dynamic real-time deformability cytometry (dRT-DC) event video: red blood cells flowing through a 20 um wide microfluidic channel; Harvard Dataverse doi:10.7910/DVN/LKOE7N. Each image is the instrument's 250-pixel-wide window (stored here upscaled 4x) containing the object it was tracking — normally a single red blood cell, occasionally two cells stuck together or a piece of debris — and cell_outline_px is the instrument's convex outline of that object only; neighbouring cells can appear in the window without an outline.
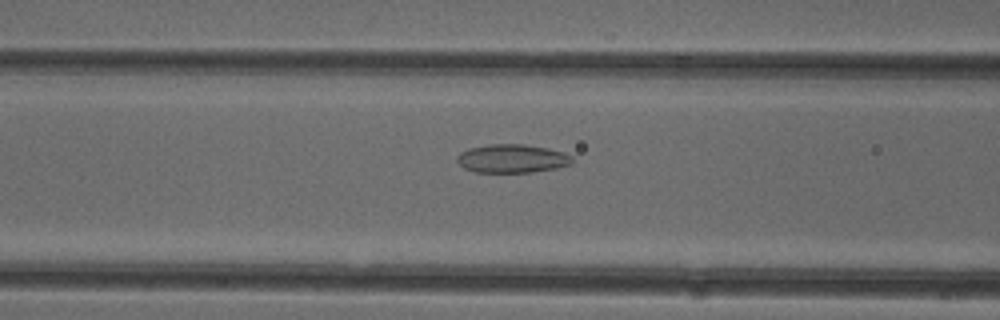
{"species": "common noctule bat (a hibernating species)", "species_latin": "Nyctalus noctula", "temperature_condition": "cold", "stored_images_in_passage": 51, "camera_frame_rate_fps": 3000, "um_per_image_px": 0.085, "animal": {"sex": "female"}, "frame": {"image": 1, "passage_image": 20, "time_ms": 6.333, "image_size_px": [1000, 320], "cell_outline_px": [[572, 164], [556, 168], [532, 172], [476, 172], [464, 168], [456, 160], [456, 156], [460, 152], [468, 148], [488, 144], [524, 144], [548, 148], [564, 152], [572, 156]], "centroid_in_image_um": [43.52, 13.47], "position_along_channel_um": 123.1, "area_um2": 19.25}}
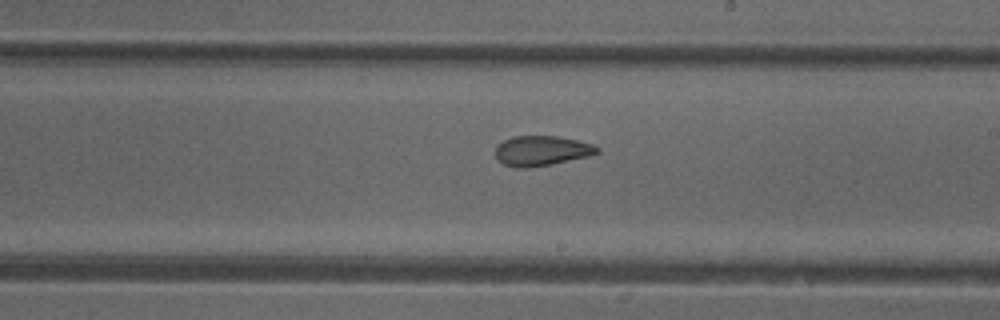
{"frame": {"image": 2, "passage_image": 29, "time_ms": 9.333, "image_size_px": [1000, 320], "cell_outline_px": [[600, 152], [592, 156], [552, 164], [524, 168], [516, 168], [504, 164], [496, 156], [496, 144], [512, 136], [556, 136], [576, 140], [592, 144], [600, 148]], "centroid_in_image_um": [46.06, 12.81], "position_along_channel_um": 242.9, "area_um2": 17.86}}
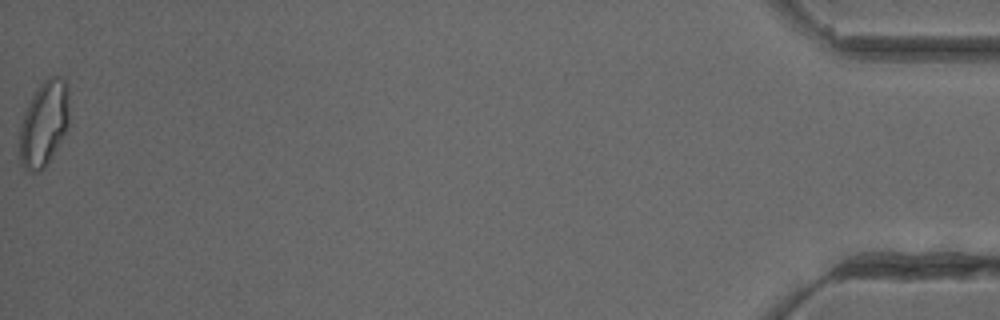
{"frame": {"image": 3, "passage_image": 51, "time_ms": 16.667, "image_size_px": [1000, 320], "cell_outline_px": [[68, 128], [48, 164], [40, 172], [28, 172], [20, 164], [20, 124], [24, 112], [32, 96], [40, 84], [48, 76], [60, 76], [64, 80], [68, 88]], "centroid_in_image_um": [3.73, 10.53], "position_along_channel_um": 431.5, "area_um2": 24.91}, "authors_computed_cell_mechanics": {"area_um2": 19.7676, "velocity_mm_per_s": 3.9969, "shape_relaxation_time_tau1_ms": null, "shape_relaxation_time_tau2_ms": 2.1184, "deformation_change_tau1": null, "deformation_change_tau2": 0.0908}}